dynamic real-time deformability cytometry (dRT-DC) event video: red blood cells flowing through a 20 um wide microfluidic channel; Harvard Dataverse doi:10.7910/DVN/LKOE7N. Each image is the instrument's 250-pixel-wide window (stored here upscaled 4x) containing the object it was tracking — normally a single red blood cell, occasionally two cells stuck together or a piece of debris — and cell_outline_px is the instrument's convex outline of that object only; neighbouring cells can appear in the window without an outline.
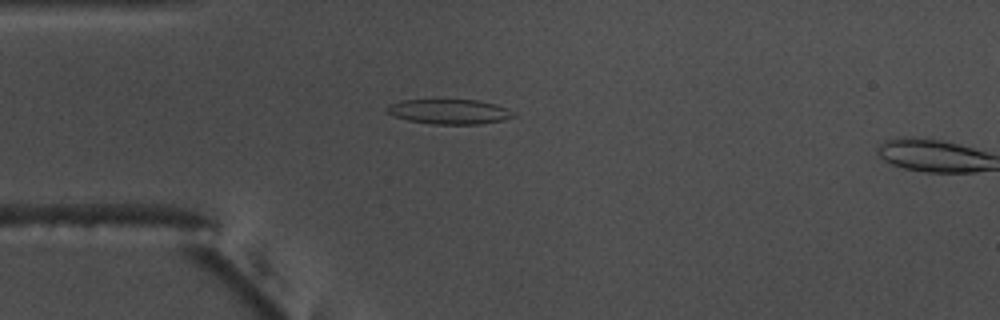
{"species": "common noctule bat (a hibernating species)", "species_latin": "Nyctalus noctula", "temperature_condition": "warm", "stored_images_in_passage": 16, "camera_frame_rate_fps": 3000, "um_per_image_px": 0.085, "animal": {"sex": "male", "body_mass_g": 17.5, "forearm_length_mm": 52.3}, "frame": {"image": 1, "passage_image": 14, "time_ms": 4.333, "image_size_px": [1000, 320], "cell_outline_px": [[516, 116], [504, 120], [480, 124], [432, 124], [408, 120], [392, 116], [388, 112], [388, 108], [392, 104], [404, 100], [476, 100], [496, 104], [508, 108]], "centroid_in_image_um": [38.25, 9.5], "position_along_channel_um": 46.8, "area_um2": 18.15}}